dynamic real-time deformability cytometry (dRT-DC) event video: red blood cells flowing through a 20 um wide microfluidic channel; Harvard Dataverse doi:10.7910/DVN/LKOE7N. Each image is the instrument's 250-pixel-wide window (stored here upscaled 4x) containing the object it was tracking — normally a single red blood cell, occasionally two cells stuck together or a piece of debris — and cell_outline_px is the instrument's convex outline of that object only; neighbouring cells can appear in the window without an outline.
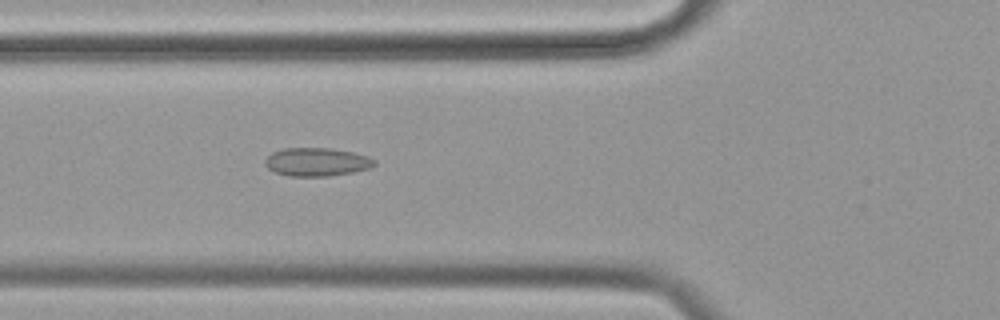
{"species": "common noctule bat (a hibernating species)", "species_latin": "Nyctalus noctula", "temperature_condition": "cold", "stored_images_in_passage": 59, "segment_of_instrument_passage": [1, 2], "camera_frame_rate_fps": 3000, "um_per_image_px": 0.085, "animal": {"sex": "female", "body_mass_g": 19.9}, "frame": {"image": 1, "passage_image": 21, "time_ms": 6.667, "image_size_px": [1000, 320], "cell_outline_px": [[376, 164], [368, 168], [352, 172], [328, 176], [288, 176], [276, 172], [268, 168], [264, 164], [264, 160], [272, 152], [284, 148], [328, 148], [352, 152], [368, 156], [376, 160]], "centroid_in_image_um": [26.9, 13.76], "position_along_channel_um": 98.9, "area_um2": 17.98}}
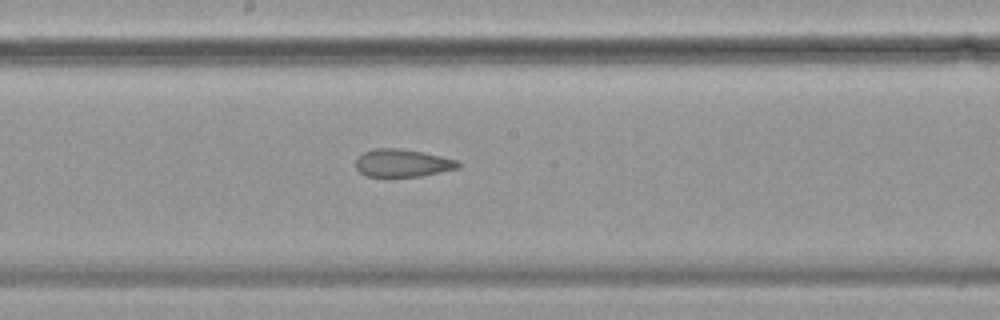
{"frame": {"image": 2, "passage_image": 31, "time_ms": 10.0, "image_size_px": [1000, 320], "cell_outline_px": [[460, 168], [420, 176], [364, 176], [356, 168], [356, 156], [372, 148], [400, 148], [424, 152], [456, 160], [460, 164]], "centroid_in_image_um": [34.17, 13.84], "position_along_channel_um": 214.0, "area_um2": 16.59}}
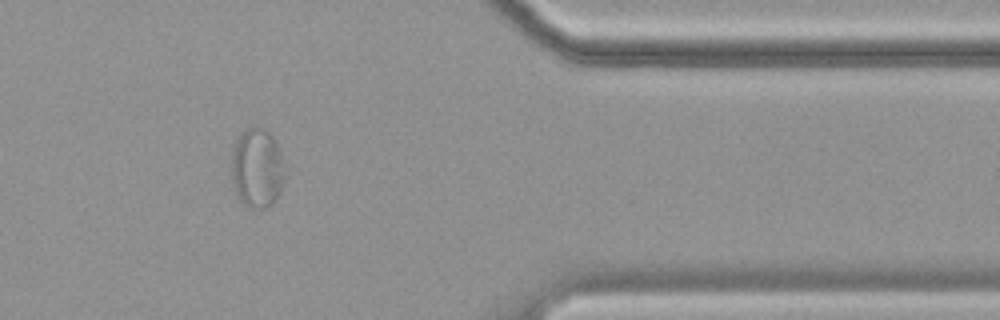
{"frame": {"image": 3, "passage_image": 48, "time_ms": 15.667, "image_size_px": [1000, 320], "cell_outline_px": [[288, 176], [280, 192], [264, 208], [252, 208], [244, 204], [236, 196], [232, 184], [232, 144], [248, 128], [256, 124], [264, 128], [272, 136], [280, 148], [288, 168]], "centroid_in_image_um": [21.9, 14.26], "position_along_channel_um": 389.5, "area_um2": 25.49}}